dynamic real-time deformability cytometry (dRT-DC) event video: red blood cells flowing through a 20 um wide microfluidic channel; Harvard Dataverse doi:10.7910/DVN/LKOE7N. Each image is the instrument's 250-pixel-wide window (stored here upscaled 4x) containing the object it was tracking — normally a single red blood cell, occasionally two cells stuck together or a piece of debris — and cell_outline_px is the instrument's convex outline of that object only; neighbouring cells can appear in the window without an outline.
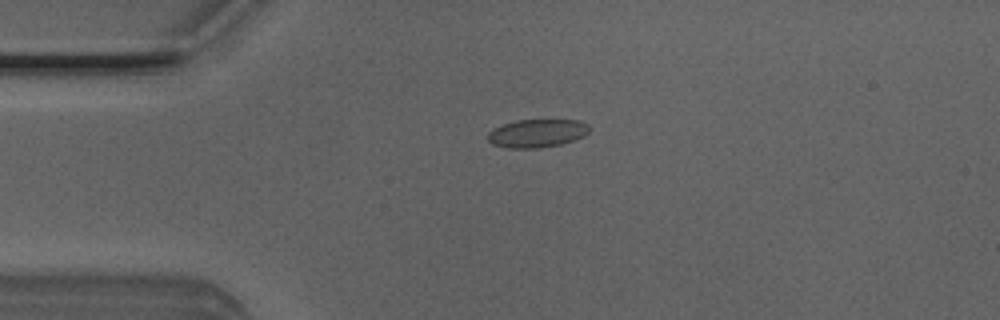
{"species": "Egyptian fruit bat (a non-hibernating species)", "species_latin": "Rousettus aegyptiacus", "temperature_condition": "room temperature", "stored_images_in_passage": 40, "camera_frame_rate_fps": 3000, "um_per_image_px": 0.085, "animal": {"sex": "male"}, "frame": {"image": 1, "passage_image": 1, "time_ms": 0.0, "image_size_px": [1000, 320], "cell_outline_px": [[588, 132], [584, 136], [560, 144], [540, 148], [508, 148], [492, 144], [488, 140], [488, 132], [492, 128], [516, 120], [580, 120], [588, 124]], "centroid_in_image_um": [45.62, 11.32], "position_along_channel_um": 39.4, "area_um2": 16.65}}
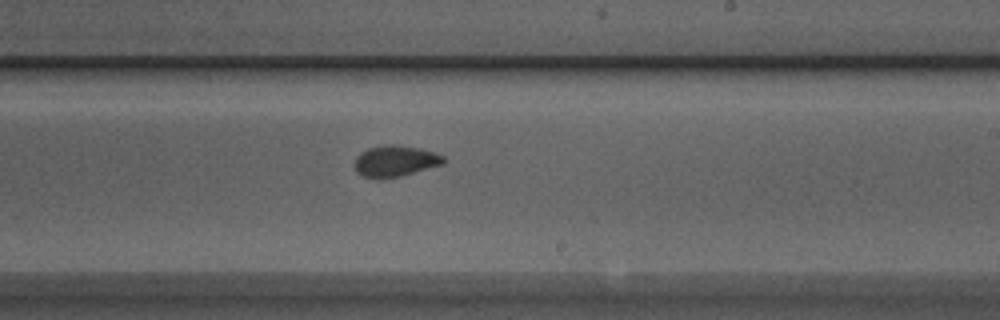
{"frame": {"image": 2, "passage_image": 19, "time_ms": 6.0, "image_size_px": [1000, 320], "cell_outline_px": [[444, 164], [400, 176], [380, 180], [376, 180], [364, 176], [356, 172], [356, 156], [360, 152], [368, 148], [388, 144], [396, 144], [420, 148], [444, 156]], "centroid_in_image_um": [33.57, 13.7], "position_along_channel_um": 255.4, "area_um2": 16.24}}
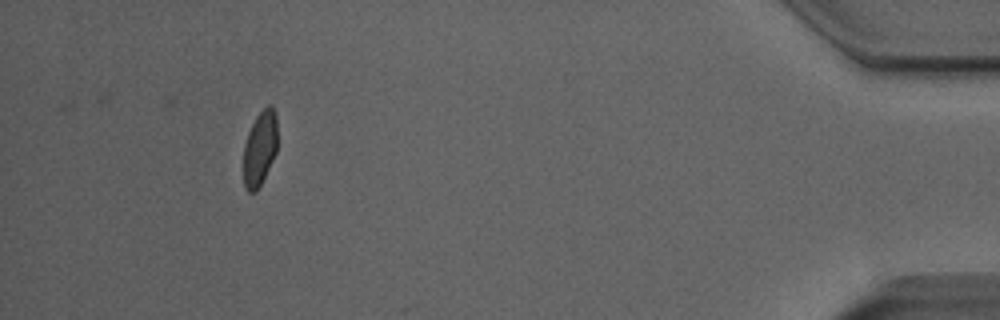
{"frame": {"image": 3, "passage_image": 36, "time_ms": 11.667, "image_size_px": [1000, 320], "cell_outline_px": [[276, 152], [256, 192], [248, 192], [244, 188], [244, 144], [248, 132], [256, 116], [268, 104], [272, 104], [276, 112]], "centroid_in_image_um": [22.08, 12.58], "position_along_channel_um": 413.1, "area_um2": 14.62}, "authors_computed_cell_mechanics": {"area_um2": 16.0395, "velocity_mm_per_s": 4.0214, "shape_relaxation_time_tau1_ms": null, "shape_relaxation_time_tau2_ms": 0.8507, "deformation_change_tau1": null, "deformation_change_tau2": 0.0477}}